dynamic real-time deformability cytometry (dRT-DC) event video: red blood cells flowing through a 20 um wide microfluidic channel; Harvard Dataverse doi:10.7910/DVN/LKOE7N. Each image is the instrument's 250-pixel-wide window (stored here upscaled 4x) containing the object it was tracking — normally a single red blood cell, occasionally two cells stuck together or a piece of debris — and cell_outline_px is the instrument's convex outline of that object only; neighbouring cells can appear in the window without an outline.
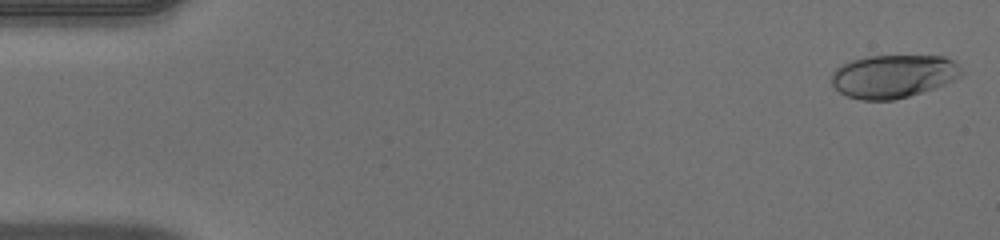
{"species": "human", "species_latin": "Homo sapiens", "temperature_condition": "warm", "stored_images_in_passage": 50, "camera_frame_rate_fps": 3000, "um_per_image_px": 0.085, "donor": {"sex": "male"}, "frame": {"image": 1, "passage_image": 1, "time_ms": 0.0, "image_size_px": [1000, 240], "cell_outline_px": [[964, 72], [960, 76], [944, 84], [896, 100], [860, 100], [848, 96], [840, 92], [832, 84], [832, 72], [836, 68], [852, 60], [868, 56], [944, 56], [952, 60]], "centroid_in_image_um": [75.91, 6.48], "position_along_channel_um": 9.1, "area_um2": 32.37}}
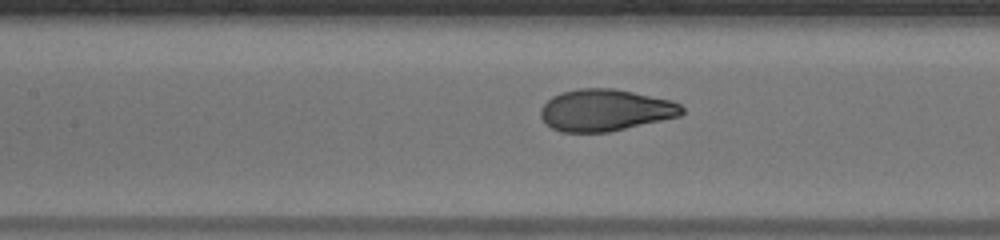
{"frame": {"image": 2, "passage_image": 23, "time_ms": 7.333, "image_size_px": [1000, 240], "cell_outline_px": [[684, 112], [680, 116], [608, 132], [560, 132], [552, 128], [540, 116], [540, 108], [552, 96], [560, 92], [576, 88], [612, 88], [672, 100], [680, 104], [684, 108]], "centroid_in_image_um": [51.44, 9.35], "position_along_channel_um": 156.0, "area_um2": 34.39}}
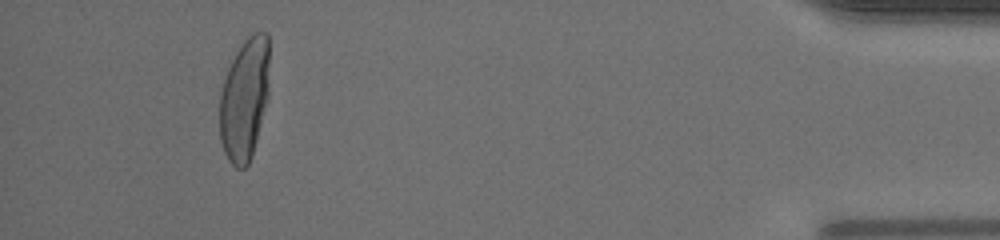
{"frame": {"image": 3, "passage_image": 47, "time_ms": 15.333, "image_size_px": [1000, 240], "cell_outline_px": [[268, 96], [252, 156], [248, 164], [244, 168], [236, 168], [228, 160], [224, 152], [220, 140], [220, 92], [228, 68], [236, 52], [244, 40], [252, 32], [268, 32]], "centroid_in_image_um": [20.77, 8.43], "position_along_channel_um": 414.4, "area_um2": 35.37}, "authors_computed_cell_mechanics": {"area_um2": 34.391, "velocity_mm_per_s": 4.0523, "shape_relaxation_time_tau1_ms": 5.2704, "shape_relaxation_time_tau2_ms": null, "deformation_change_tau1": 0.2751, "deformation_change_tau2": null}}